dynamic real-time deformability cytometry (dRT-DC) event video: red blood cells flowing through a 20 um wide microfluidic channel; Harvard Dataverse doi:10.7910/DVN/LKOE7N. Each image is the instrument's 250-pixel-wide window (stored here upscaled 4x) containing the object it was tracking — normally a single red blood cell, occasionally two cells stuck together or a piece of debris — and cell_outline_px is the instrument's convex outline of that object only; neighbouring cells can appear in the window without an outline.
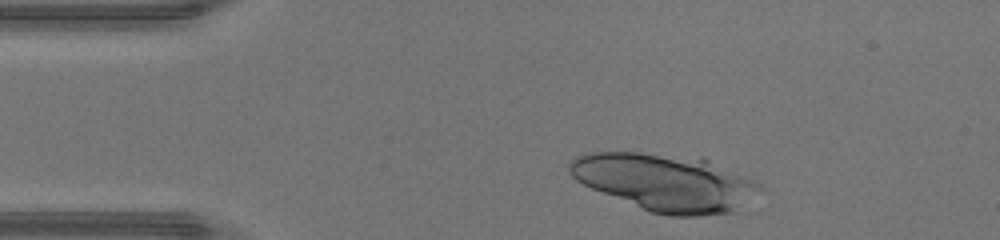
{"species": "human", "species_latin": "Homo sapiens", "temperature_condition": "warm", "stored_images_in_passage": 33, "camera_frame_rate_fps": 3000, "um_per_image_px": 0.085, "donor": {"sex": "male"}, "frame": {"image": 1, "passage_image": 2, "time_ms": 0.333, "image_size_px": [1000, 240], "cell_outline_px": [[760, 188], [736, 212], [700, 216], [668, 216], [652, 212], [592, 188], [576, 180], [568, 172], [568, 164], [576, 156], [584, 152], [640, 152], [704, 156], [760, 184]], "centroid_in_image_um": [56.53, 15.47], "position_along_channel_um": 28.5, "area_um2": 63.52}}
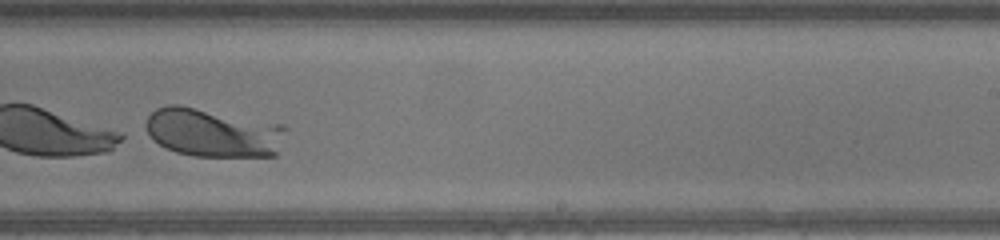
{"frame": {"image": 2, "passage_image": 23, "time_ms": 7.333, "image_size_px": [1000, 240], "cell_outline_px": [[288, 128], [276, 156], [196, 156], [176, 152], [164, 148], [152, 140], [144, 124], [148, 116], [156, 108], [168, 104], [180, 104], [284, 124]], "centroid_in_image_um": [18.12, 11.26], "position_along_channel_um": 270.9, "area_um2": 40.4}}
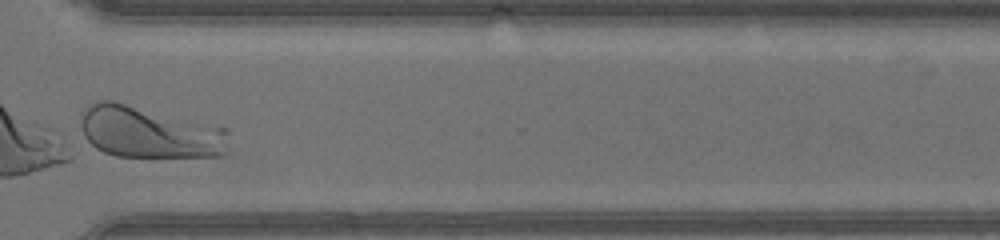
{"frame": {"image": 3, "passage_image": 29, "time_ms": 9.333, "image_size_px": [1000, 240], "cell_outline_px": [[228, 132], [224, 156], [116, 156], [104, 152], [96, 148], [84, 136], [80, 124], [80, 120], [84, 108], [88, 104], [96, 100], [112, 100], [220, 124], [228, 128]], "centroid_in_image_um": [12.71, 11.2], "position_along_channel_um": 357.9, "area_um2": 45.49}}